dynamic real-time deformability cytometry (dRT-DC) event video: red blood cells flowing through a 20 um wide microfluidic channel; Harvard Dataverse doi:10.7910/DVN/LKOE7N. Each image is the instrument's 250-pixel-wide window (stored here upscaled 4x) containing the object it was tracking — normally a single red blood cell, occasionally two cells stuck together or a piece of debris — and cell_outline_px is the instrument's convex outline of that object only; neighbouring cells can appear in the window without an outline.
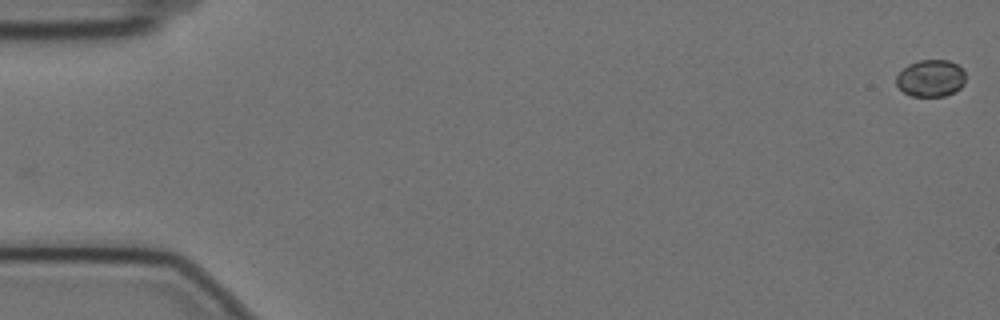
{"species": "Egyptian fruit bat (a non-hibernating species)", "species_latin": "Rousettus aegyptiacus", "temperature_condition": "cold", "stored_images_in_passage": 58, "camera_frame_rate_fps": 3000, "um_per_image_px": 0.085, "animal": {"sex": "female"}, "frame": {"image": 1, "passage_image": 1, "time_ms": 0.0, "image_size_px": [1000, 320], "cell_outline_px": [[964, 84], [960, 88], [944, 96], [912, 96], [904, 92], [896, 84], [896, 76], [908, 64], [920, 60], [948, 60], [956, 64], [964, 72]], "centroid_in_image_um": [79.09, 6.65], "position_along_channel_um": 5.9, "area_um2": 14.74}}
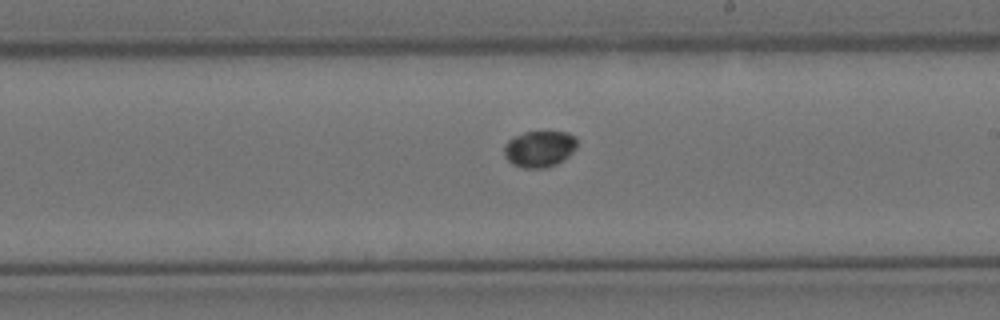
{"frame": {"image": 2, "passage_image": 34, "time_ms": 11.0, "image_size_px": [1000, 320], "cell_outline_px": [[576, 148], [564, 160], [556, 164], [544, 168], [524, 168], [512, 164], [504, 156], [504, 144], [512, 136], [524, 132], [568, 132], [576, 136]], "centroid_in_image_um": [45.83, 12.65], "position_along_channel_um": 243.2, "area_um2": 15.61}}
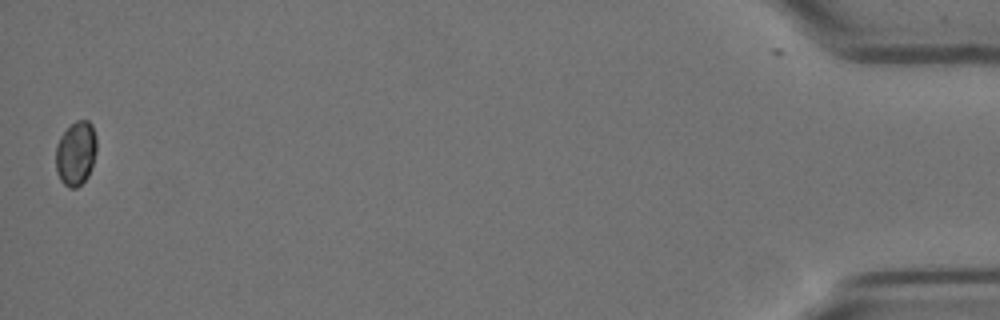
{"frame": {"image": 3, "passage_image": 58, "time_ms": 19.0, "image_size_px": [1000, 320], "cell_outline_px": [[96, 152], [92, 168], [88, 176], [76, 188], [68, 188], [60, 180], [56, 172], [56, 144], [60, 136], [76, 120], [88, 120], [92, 124], [96, 136]], "centroid_in_image_um": [6.45, 13.04], "position_along_channel_um": 428.8, "area_um2": 15.43}}